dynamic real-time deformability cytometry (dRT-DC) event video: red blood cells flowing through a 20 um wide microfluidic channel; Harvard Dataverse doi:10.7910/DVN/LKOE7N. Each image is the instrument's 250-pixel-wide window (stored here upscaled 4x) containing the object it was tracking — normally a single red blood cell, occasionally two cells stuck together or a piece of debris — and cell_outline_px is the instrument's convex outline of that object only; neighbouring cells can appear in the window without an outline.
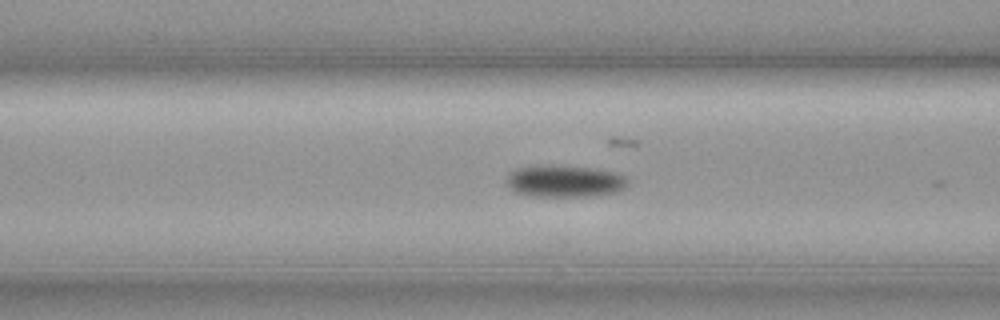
{"species": "common noctule bat (a hibernating species)", "species_latin": "Nyctalus noctula", "temperature_condition": "cold", "stored_images_in_passage": 5, "camera_frame_rate_fps": 3000, "um_per_image_px": 0.085, "animal": {"sex": "female", "body_mass_g": 19.3, "forearm_length_mm": 54.1}, "frame": {"image": 1, "passage_image": 3, "time_ms": 0.667, "image_size_px": [1000, 320], "cell_outline_px": [[628, 184], [624, 188], [616, 192], [592, 196], [532, 196], [516, 192], [508, 184], [508, 172], [516, 168], [548, 164], [556, 164], [592, 168], [616, 172], [624, 176], [628, 180]], "centroid_in_image_um": [48.01, 15.38], "position_along_channel_um": 118.6, "area_um2": 22.72}}